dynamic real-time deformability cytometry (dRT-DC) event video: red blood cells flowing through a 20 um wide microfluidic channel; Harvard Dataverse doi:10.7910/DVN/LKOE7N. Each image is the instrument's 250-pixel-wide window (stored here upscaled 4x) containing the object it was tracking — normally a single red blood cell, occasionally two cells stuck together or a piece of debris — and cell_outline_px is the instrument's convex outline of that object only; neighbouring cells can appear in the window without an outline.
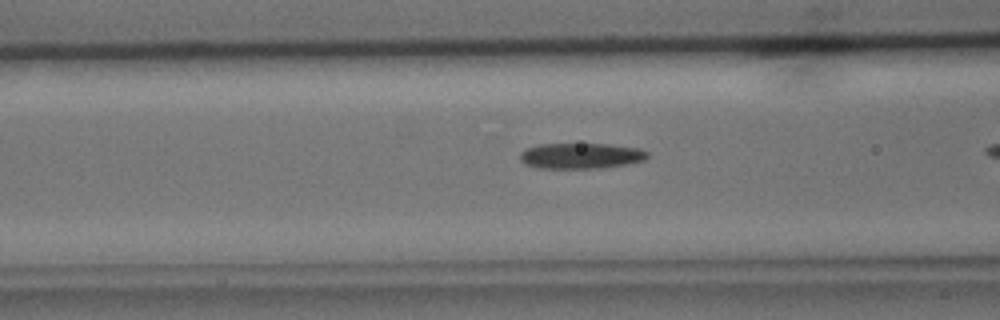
{"species": "common noctule bat (a hibernating species)", "species_latin": "Nyctalus noctula", "temperature_condition": "cold", "stored_images_in_passage": 23, "camera_frame_rate_fps": 3000, "um_per_image_px": 0.085, "animal": {"sex": "male", "body_mass_g": 15.6}, "frame": {"image": 1, "passage_image": 16, "time_ms": 5.0, "image_size_px": [1000, 320], "cell_outline_px": [[648, 156], [644, 160], [624, 164], [600, 168], [536, 168], [524, 164], [520, 160], [520, 152], [528, 148], [540, 144], [608, 144], [640, 148], [648, 152]], "centroid_in_image_um": [49.35, 13.24], "position_along_channel_um": 117.2, "area_um2": 19.02}}
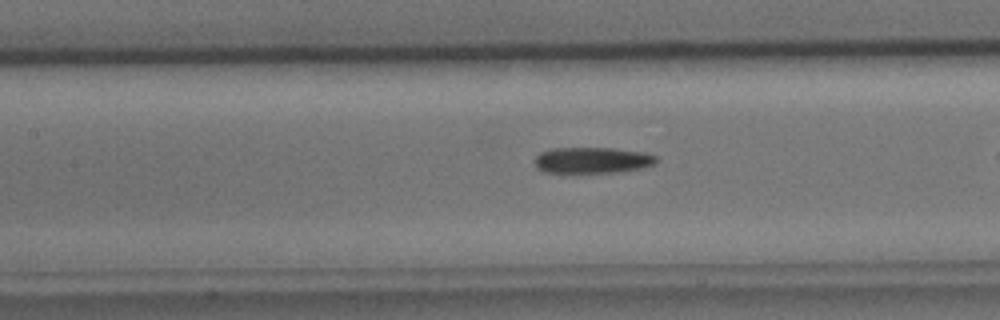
{"frame": {"image": 2, "passage_image": 19, "time_ms": 6.0, "image_size_px": [1000, 320], "cell_outline_px": [[656, 164], [640, 168], [612, 172], [544, 172], [536, 168], [536, 156], [540, 152], [552, 148], [612, 148], [644, 152], [656, 156]], "centroid_in_image_um": [50.33, 13.61], "position_along_channel_um": 157.1, "area_um2": 18.26}}